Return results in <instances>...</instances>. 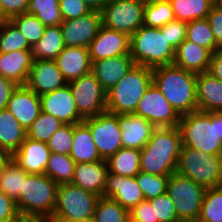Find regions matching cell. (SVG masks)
I'll return each mask as SVG.
<instances>
[{"label": "cell", "mask_w": 222, "mask_h": 222, "mask_svg": "<svg viewBox=\"0 0 222 222\" xmlns=\"http://www.w3.org/2000/svg\"><path fill=\"white\" fill-rule=\"evenodd\" d=\"M17 212L16 202L0 190V222H12Z\"/></svg>", "instance_id": "obj_50"}, {"label": "cell", "mask_w": 222, "mask_h": 222, "mask_svg": "<svg viewBox=\"0 0 222 222\" xmlns=\"http://www.w3.org/2000/svg\"><path fill=\"white\" fill-rule=\"evenodd\" d=\"M196 79L197 74L173 64L152 69V82L180 116L198 110Z\"/></svg>", "instance_id": "obj_1"}, {"label": "cell", "mask_w": 222, "mask_h": 222, "mask_svg": "<svg viewBox=\"0 0 222 222\" xmlns=\"http://www.w3.org/2000/svg\"><path fill=\"white\" fill-rule=\"evenodd\" d=\"M135 65L130 54L110 57L92 62L91 72L105 92L116 85Z\"/></svg>", "instance_id": "obj_22"}, {"label": "cell", "mask_w": 222, "mask_h": 222, "mask_svg": "<svg viewBox=\"0 0 222 222\" xmlns=\"http://www.w3.org/2000/svg\"><path fill=\"white\" fill-rule=\"evenodd\" d=\"M212 52L203 46L184 40L176 49L173 65L195 74L208 72Z\"/></svg>", "instance_id": "obj_26"}, {"label": "cell", "mask_w": 222, "mask_h": 222, "mask_svg": "<svg viewBox=\"0 0 222 222\" xmlns=\"http://www.w3.org/2000/svg\"><path fill=\"white\" fill-rule=\"evenodd\" d=\"M178 128L182 146L207 154H219L222 141L218 138L217 112L194 111L182 115Z\"/></svg>", "instance_id": "obj_4"}, {"label": "cell", "mask_w": 222, "mask_h": 222, "mask_svg": "<svg viewBox=\"0 0 222 222\" xmlns=\"http://www.w3.org/2000/svg\"><path fill=\"white\" fill-rule=\"evenodd\" d=\"M149 201L154 208L155 218L159 222H180L174 204L167 192Z\"/></svg>", "instance_id": "obj_45"}, {"label": "cell", "mask_w": 222, "mask_h": 222, "mask_svg": "<svg viewBox=\"0 0 222 222\" xmlns=\"http://www.w3.org/2000/svg\"><path fill=\"white\" fill-rule=\"evenodd\" d=\"M129 215L138 222H159L158 219L155 218L154 208L149 200L139 202L129 211Z\"/></svg>", "instance_id": "obj_48"}, {"label": "cell", "mask_w": 222, "mask_h": 222, "mask_svg": "<svg viewBox=\"0 0 222 222\" xmlns=\"http://www.w3.org/2000/svg\"><path fill=\"white\" fill-rule=\"evenodd\" d=\"M125 222H138L137 220H135L131 215H129L126 219Z\"/></svg>", "instance_id": "obj_61"}, {"label": "cell", "mask_w": 222, "mask_h": 222, "mask_svg": "<svg viewBox=\"0 0 222 222\" xmlns=\"http://www.w3.org/2000/svg\"><path fill=\"white\" fill-rule=\"evenodd\" d=\"M50 154L47 143L26 137L13 159L28 174H45Z\"/></svg>", "instance_id": "obj_21"}, {"label": "cell", "mask_w": 222, "mask_h": 222, "mask_svg": "<svg viewBox=\"0 0 222 222\" xmlns=\"http://www.w3.org/2000/svg\"><path fill=\"white\" fill-rule=\"evenodd\" d=\"M92 134L99 155L107 160L123 147L118 114L105 111L83 120Z\"/></svg>", "instance_id": "obj_12"}, {"label": "cell", "mask_w": 222, "mask_h": 222, "mask_svg": "<svg viewBox=\"0 0 222 222\" xmlns=\"http://www.w3.org/2000/svg\"><path fill=\"white\" fill-rule=\"evenodd\" d=\"M55 62L67 82L91 72L89 48L67 47L56 57Z\"/></svg>", "instance_id": "obj_25"}, {"label": "cell", "mask_w": 222, "mask_h": 222, "mask_svg": "<svg viewBox=\"0 0 222 222\" xmlns=\"http://www.w3.org/2000/svg\"><path fill=\"white\" fill-rule=\"evenodd\" d=\"M55 60H33L26 86L41 96L67 85Z\"/></svg>", "instance_id": "obj_17"}, {"label": "cell", "mask_w": 222, "mask_h": 222, "mask_svg": "<svg viewBox=\"0 0 222 222\" xmlns=\"http://www.w3.org/2000/svg\"><path fill=\"white\" fill-rule=\"evenodd\" d=\"M5 13L12 18L13 16L26 13L29 0H1Z\"/></svg>", "instance_id": "obj_51"}, {"label": "cell", "mask_w": 222, "mask_h": 222, "mask_svg": "<svg viewBox=\"0 0 222 222\" xmlns=\"http://www.w3.org/2000/svg\"><path fill=\"white\" fill-rule=\"evenodd\" d=\"M181 133L178 127L156 128L150 140L140 150V171L154 175H171L176 172Z\"/></svg>", "instance_id": "obj_2"}, {"label": "cell", "mask_w": 222, "mask_h": 222, "mask_svg": "<svg viewBox=\"0 0 222 222\" xmlns=\"http://www.w3.org/2000/svg\"><path fill=\"white\" fill-rule=\"evenodd\" d=\"M99 196L72 183L60 184L53 220L93 219Z\"/></svg>", "instance_id": "obj_9"}, {"label": "cell", "mask_w": 222, "mask_h": 222, "mask_svg": "<svg viewBox=\"0 0 222 222\" xmlns=\"http://www.w3.org/2000/svg\"><path fill=\"white\" fill-rule=\"evenodd\" d=\"M69 155L75 163L103 160L98 153L89 126L84 121L73 125V141Z\"/></svg>", "instance_id": "obj_28"}, {"label": "cell", "mask_w": 222, "mask_h": 222, "mask_svg": "<svg viewBox=\"0 0 222 222\" xmlns=\"http://www.w3.org/2000/svg\"><path fill=\"white\" fill-rule=\"evenodd\" d=\"M63 125L58 118L41 111L38 118L26 131V137L47 143L50 137Z\"/></svg>", "instance_id": "obj_39"}, {"label": "cell", "mask_w": 222, "mask_h": 222, "mask_svg": "<svg viewBox=\"0 0 222 222\" xmlns=\"http://www.w3.org/2000/svg\"><path fill=\"white\" fill-rule=\"evenodd\" d=\"M26 13L35 15L45 26H57L63 22L59 0H29Z\"/></svg>", "instance_id": "obj_35"}, {"label": "cell", "mask_w": 222, "mask_h": 222, "mask_svg": "<svg viewBox=\"0 0 222 222\" xmlns=\"http://www.w3.org/2000/svg\"><path fill=\"white\" fill-rule=\"evenodd\" d=\"M206 189L178 173L169 175L167 190L180 222L197 221Z\"/></svg>", "instance_id": "obj_8"}, {"label": "cell", "mask_w": 222, "mask_h": 222, "mask_svg": "<svg viewBox=\"0 0 222 222\" xmlns=\"http://www.w3.org/2000/svg\"><path fill=\"white\" fill-rule=\"evenodd\" d=\"M197 222H222V186L206 189Z\"/></svg>", "instance_id": "obj_37"}, {"label": "cell", "mask_w": 222, "mask_h": 222, "mask_svg": "<svg viewBox=\"0 0 222 222\" xmlns=\"http://www.w3.org/2000/svg\"><path fill=\"white\" fill-rule=\"evenodd\" d=\"M208 73L222 81V49L212 54Z\"/></svg>", "instance_id": "obj_54"}, {"label": "cell", "mask_w": 222, "mask_h": 222, "mask_svg": "<svg viewBox=\"0 0 222 222\" xmlns=\"http://www.w3.org/2000/svg\"><path fill=\"white\" fill-rule=\"evenodd\" d=\"M73 141V125L64 124L47 142L48 148L53 153L70 154Z\"/></svg>", "instance_id": "obj_44"}, {"label": "cell", "mask_w": 222, "mask_h": 222, "mask_svg": "<svg viewBox=\"0 0 222 222\" xmlns=\"http://www.w3.org/2000/svg\"><path fill=\"white\" fill-rule=\"evenodd\" d=\"M101 25V13L95 10L76 19L63 21L60 27L64 45L67 47L89 48Z\"/></svg>", "instance_id": "obj_14"}, {"label": "cell", "mask_w": 222, "mask_h": 222, "mask_svg": "<svg viewBox=\"0 0 222 222\" xmlns=\"http://www.w3.org/2000/svg\"><path fill=\"white\" fill-rule=\"evenodd\" d=\"M139 1H141L145 5V4L155 3L162 0H139Z\"/></svg>", "instance_id": "obj_60"}, {"label": "cell", "mask_w": 222, "mask_h": 222, "mask_svg": "<svg viewBox=\"0 0 222 222\" xmlns=\"http://www.w3.org/2000/svg\"><path fill=\"white\" fill-rule=\"evenodd\" d=\"M103 197L117 201L130 211L145 197L137 184L136 177L121 176L108 172Z\"/></svg>", "instance_id": "obj_18"}, {"label": "cell", "mask_w": 222, "mask_h": 222, "mask_svg": "<svg viewBox=\"0 0 222 222\" xmlns=\"http://www.w3.org/2000/svg\"><path fill=\"white\" fill-rule=\"evenodd\" d=\"M7 109L27 131L41 112L40 96L27 86H17L10 96Z\"/></svg>", "instance_id": "obj_19"}, {"label": "cell", "mask_w": 222, "mask_h": 222, "mask_svg": "<svg viewBox=\"0 0 222 222\" xmlns=\"http://www.w3.org/2000/svg\"><path fill=\"white\" fill-rule=\"evenodd\" d=\"M12 222H53L52 217L42 213L17 212Z\"/></svg>", "instance_id": "obj_53"}, {"label": "cell", "mask_w": 222, "mask_h": 222, "mask_svg": "<svg viewBox=\"0 0 222 222\" xmlns=\"http://www.w3.org/2000/svg\"><path fill=\"white\" fill-rule=\"evenodd\" d=\"M173 20L175 17L169 0L144 5V26L160 29Z\"/></svg>", "instance_id": "obj_38"}, {"label": "cell", "mask_w": 222, "mask_h": 222, "mask_svg": "<svg viewBox=\"0 0 222 222\" xmlns=\"http://www.w3.org/2000/svg\"><path fill=\"white\" fill-rule=\"evenodd\" d=\"M152 84V68L134 65L133 68L106 92V111L118 115L132 114Z\"/></svg>", "instance_id": "obj_3"}, {"label": "cell", "mask_w": 222, "mask_h": 222, "mask_svg": "<svg viewBox=\"0 0 222 222\" xmlns=\"http://www.w3.org/2000/svg\"><path fill=\"white\" fill-rule=\"evenodd\" d=\"M135 177L145 200H151L166 193L169 175H154L140 171Z\"/></svg>", "instance_id": "obj_43"}, {"label": "cell", "mask_w": 222, "mask_h": 222, "mask_svg": "<svg viewBox=\"0 0 222 222\" xmlns=\"http://www.w3.org/2000/svg\"><path fill=\"white\" fill-rule=\"evenodd\" d=\"M33 60L31 50L0 53V76L17 86H26Z\"/></svg>", "instance_id": "obj_24"}, {"label": "cell", "mask_w": 222, "mask_h": 222, "mask_svg": "<svg viewBox=\"0 0 222 222\" xmlns=\"http://www.w3.org/2000/svg\"><path fill=\"white\" fill-rule=\"evenodd\" d=\"M100 13L102 26L129 37L144 23V4L139 0H106Z\"/></svg>", "instance_id": "obj_10"}, {"label": "cell", "mask_w": 222, "mask_h": 222, "mask_svg": "<svg viewBox=\"0 0 222 222\" xmlns=\"http://www.w3.org/2000/svg\"><path fill=\"white\" fill-rule=\"evenodd\" d=\"M130 55L135 65L155 68L172 65L175 50L167 43L161 29L142 26L130 36Z\"/></svg>", "instance_id": "obj_5"}, {"label": "cell", "mask_w": 222, "mask_h": 222, "mask_svg": "<svg viewBox=\"0 0 222 222\" xmlns=\"http://www.w3.org/2000/svg\"><path fill=\"white\" fill-rule=\"evenodd\" d=\"M108 165L106 160L76 163L72 184L96 195L103 196Z\"/></svg>", "instance_id": "obj_23"}, {"label": "cell", "mask_w": 222, "mask_h": 222, "mask_svg": "<svg viewBox=\"0 0 222 222\" xmlns=\"http://www.w3.org/2000/svg\"><path fill=\"white\" fill-rule=\"evenodd\" d=\"M68 84L77 110L84 119L106 111V92L92 72Z\"/></svg>", "instance_id": "obj_11"}, {"label": "cell", "mask_w": 222, "mask_h": 222, "mask_svg": "<svg viewBox=\"0 0 222 222\" xmlns=\"http://www.w3.org/2000/svg\"><path fill=\"white\" fill-rule=\"evenodd\" d=\"M206 19L210 24L216 43L222 48V8L214 4Z\"/></svg>", "instance_id": "obj_49"}, {"label": "cell", "mask_w": 222, "mask_h": 222, "mask_svg": "<svg viewBox=\"0 0 222 222\" xmlns=\"http://www.w3.org/2000/svg\"><path fill=\"white\" fill-rule=\"evenodd\" d=\"M186 40L203 46L212 53L222 49L215 41L212 29L207 19L187 22Z\"/></svg>", "instance_id": "obj_36"}, {"label": "cell", "mask_w": 222, "mask_h": 222, "mask_svg": "<svg viewBox=\"0 0 222 222\" xmlns=\"http://www.w3.org/2000/svg\"><path fill=\"white\" fill-rule=\"evenodd\" d=\"M90 61L130 54V37L123 32L100 27L89 46Z\"/></svg>", "instance_id": "obj_16"}, {"label": "cell", "mask_w": 222, "mask_h": 222, "mask_svg": "<svg viewBox=\"0 0 222 222\" xmlns=\"http://www.w3.org/2000/svg\"><path fill=\"white\" fill-rule=\"evenodd\" d=\"M176 20L190 22L206 19L214 0H169Z\"/></svg>", "instance_id": "obj_32"}, {"label": "cell", "mask_w": 222, "mask_h": 222, "mask_svg": "<svg viewBox=\"0 0 222 222\" xmlns=\"http://www.w3.org/2000/svg\"><path fill=\"white\" fill-rule=\"evenodd\" d=\"M197 105L203 112H222V81L208 72L197 74Z\"/></svg>", "instance_id": "obj_27"}, {"label": "cell", "mask_w": 222, "mask_h": 222, "mask_svg": "<svg viewBox=\"0 0 222 222\" xmlns=\"http://www.w3.org/2000/svg\"><path fill=\"white\" fill-rule=\"evenodd\" d=\"M219 158H220L221 164H222V146H221V149H220V152H219Z\"/></svg>", "instance_id": "obj_63"}, {"label": "cell", "mask_w": 222, "mask_h": 222, "mask_svg": "<svg viewBox=\"0 0 222 222\" xmlns=\"http://www.w3.org/2000/svg\"><path fill=\"white\" fill-rule=\"evenodd\" d=\"M118 123L124 148L142 150L156 129L147 119L133 113L118 115Z\"/></svg>", "instance_id": "obj_20"}, {"label": "cell", "mask_w": 222, "mask_h": 222, "mask_svg": "<svg viewBox=\"0 0 222 222\" xmlns=\"http://www.w3.org/2000/svg\"><path fill=\"white\" fill-rule=\"evenodd\" d=\"M59 8L63 21L76 19L92 11V9L81 0H59Z\"/></svg>", "instance_id": "obj_47"}, {"label": "cell", "mask_w": 222, "mask_h": 222, "mask_svg": "<svg viewBox=\"0 0 222 222\" xmlns=\"http://www.w3.org/2000/svg\"><path fill=\"white\" fill-rule=\"evenodd\" d=\"M33 47L43 36L45 25L33 14H19L10 19Z\"/></svg>", "instance_id": "obj_42"}, {"label": "cell", "mask_w": 222, "mask_h": 222, "mask_svg": "<svg viewBox=\"0 0 222 222\" xmlns=\"http://www.w3.org/2000/svg\"><path fill=\"white\" fill-rule=\"evenodd\" d=\"M31 49L25 36L11 20L0 25V53Z\"/></svg>", "instance_id": "obj_41"}, {"label": "cell", "mask_w": 222, "mask_h": 222, "mask_svg": "<svg viewBox=\"0 0 222 222\" xmlns=\"http://www.w3.org/2000/svg\"><path fill=\"white\" fill-rule=\"evenodd\" d=\"M214 4L222 8V0H214Z\"/></svg>", "instance_id": "obj_62"}, {"label": "cell", "mask_w": 222, "mask_h": 222, "mask_svg": "<svg viewBox=\"0 0 222 222\" xmlns=\"http://www.w3.org/2000/svg\"><path fill=\"white\" fill-rule=\"evenodd\" d=\"M12 159L13 155L0 151V179L3 177L6 166Z\"/></svg>", "instance_id": "obj_55"}, {"label": "cell", "mask_w": 222, "mask_h": 222, "mask_svg": "<svg viewBox=\"0 0 222 222\" xmlns=\"http://www.w3.org/2000/svg\"><path fill=\"white\" fill-rule=\"evenodd\" d=\"M58 184L46 174H27L16 202L23 212L42 213L52 217L56 207Z\"/></svg>", "instance_id": "obj_7"}, {"label": "cell", "mask_w": 222, "mask_h": 222, "mask_svg": "<svg viewBox=\"0 0 222 222\" xmlns=\"http://www.w3.org/2000/svg\"><path fill=\"white\" fill-rule=\"evenodd\" d=\"M17 85L0 76V110L7 108L8 101Z\"/></svg>", "instance_id": "obj_52"}, {"label": "cell", "mask_w": 222, "mask_h": 222, "mask_svg": "<svg viewBox=\"0 0 222 222\" xmlns=\"http://www.w3.org/2000/svg\"><path fill=\"white\" fill-rule=\"evenodd\" d=\"M160 29L167 43L175 50L186 39L187 22L175 19Z\"/></svg>", "instance_id": "obj_46"}, {"label": "cell", "mask_w": 222, "mask_h": 222, "mask_svg": "<svg viewBox=\"0 0 222 222\" xmlns=\"http://www.w3.org/2000/svg\"><path fill=\"white\" fill-rule=\"evenodd\" d=\"M218 138L222 141V112H217Z\"/></svg>", "instance_id": "obj_57"}, {"label": "cell", "mask_w": 222, "mask_h": 222, "mask_svg": "<svg viewBox=\"0 0 222 222\" xmlns=\"http://www.w3.org/2000/svg\"><path fill=\"white\" fill-rule=\"evenodd\" d=\"M129 211L117 201L100 196L95 206L93 222H125Z\"/></svg>", "instance_id": "obj_40"}, {"label": "cell", "mask_w": 222, "mask_h": 222, "mask_svg": "<svg viewBox=\"0 0 222 222\" xmlns=\"http://www.w3.org/2000/svg\"><path fill=\"white\" fill-rule=\"evenodd\" d=\"M140 158V150L122 147L106 160L108 172L134 177L140 172Z\"/></svg>", "instance_id": "obj_31"}, {"label": "cell", "mask_w": 222, "mask_h": 222, "mask_svg": "<svg viewBox=\"0 0 222 222\" xmlns=\"http://www.w3.org/2000/svg\"><path fill=\"white\" fill-rule=\"evenodd\" d=\"M26 131L7 109L0 110V151L13 155L25 141Z\"/></svg>", "instance_id": "obj_29"}, {"label": "cell", "mask_w": 222, "mask_h": 222, "mask_svg": "<svg viewBox=\"0 0 222 222\" xmlns=\"http://www.w3.org/2000/svg\"><path fill=\"white\" fill-rule=\"evenodd\" d=\"M176 173L190 178L205 189L222 186V164L219 154H207L182 146Z\"/></svg>", "instance_id": "obj_6"}, {"label": "cell", "mask_w": 222, "mask_h": 222, "mask_svg": "<svg viewBox=\"0 0 222 222\" xmlns=\"http://www.w3.org/2000/svg\"><path fill=\"white\" fill-rule=\"evenodd\" d=\"M10 19L11 18L5 13V10H4L1 0H0V25L7 22V21H10Z\"/></svg>", "instance_id": "obj_58"}, {"label": "cell", "mask_w": 222, "mask_h": 222, "mask_svg": "<svg viewBox=\"0 0 222 222\" xmlns=\"http://www.w3.org/2000/svg\"><path fill=\"white\" fill-rule=\"evenodd\" d=\"M133 114L147 119L156 128L178 127L181 118L153 82Z\"/></svg>", "instance_id": "obj_13"}, {"label": "cell", "mask_w": 222, "mask_h": 222, "mask_svg": "<svg viewBox=\"0 0 222 222\" xmlns=\"http://www.w3.org/2000/svg\"><path fill=\"white\" fill-rule=\"evenodd\" d=\"M76 163L70 155L51 152L45 174L58 185L71 183Z\"/></svg>", "instance_id": "obj_33"}, {"label": "cell", "mask_w": 222, "mask_h": 222, "mask_svg": "<svg viewBox=\"0 0 222 222\" xmlns=\"http://www.w3.org/2000/svg\"><path fill=\"white\" fill-rule=\"evenodd\" d=\"M53 222H93V220H53Z\"/></svg>", "instance_id": "obj_59"}, {"label": "cell", "mask_w": 222, "mask_h": 222, "mask_svg": "<svg viewBox=\"0 0 222 222\" xmlns=\"http://www.w3.org/2000/svg\"><path fill=\"white\" fill-rule=\"evenodd\" d=\"M41 111L58 118L63 124L75 125L84 120L79 114L69 84L40 96Z\"/></svg>", "instance_id": "obj_15"}, {"label": "cell", "mask_w": 222, "mask_h": 222, "mask_svg": "<svg viewBox=\"0 0 222 222\" xmlns=\"http://www.w3.org/2000/svg\"><path fill=\"white\" fill-rule=\"evenodd\" d=\"M65 48L60 25L46 26L43 36L32 47L34 60H55Z\"/></svg>", "instance_id": "obj_30"}, {"label": "cell", "mask_w": 222, "mask_h": 222, "mask_svg": "<svg viewBox=\"0 0 222 222\" xmlns=\"http://www.w3.org/2000/svg\"><path fill=\"white\" fill-rule=\"evenodd\" d=\"M28 173L22 169L14 159L5 168L0 179V190L9 198L17 202L23 190V181Z\"/></svg>", "instance_id": "obj_34"}, {"label": "cell", "mask_w": 222, "mask_h": 222, "mask_svg": "<svg viewBox=\"0 0 222 222\" xmlns=\"http://www.w3.org/2000/svg\"><path fill=\"white\" fill-rule=\"evenodd\" d=\"M87 6H89L92 10L101 11L102 6L106 2V0H81Z\"/></svg>", "instance_id": "obj_56"}]
</instances>
